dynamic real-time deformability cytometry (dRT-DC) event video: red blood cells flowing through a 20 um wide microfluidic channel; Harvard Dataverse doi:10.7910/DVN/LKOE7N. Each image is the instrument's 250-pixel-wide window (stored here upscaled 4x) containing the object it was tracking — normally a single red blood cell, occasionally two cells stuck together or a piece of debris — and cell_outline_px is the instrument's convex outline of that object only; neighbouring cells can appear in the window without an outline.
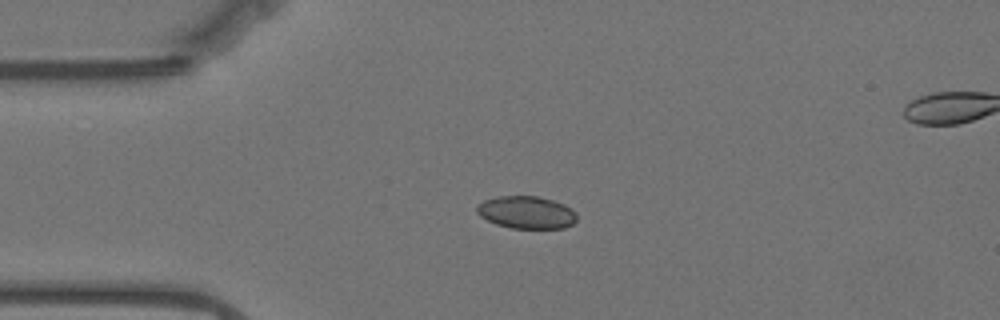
{"species": "Egyptian fruit bat (a non-hibernating species)", "species_latin": "Rousettus aegyptiacus", "temperature_condition": "warm", "stored_images_in_passage": 46, "segment_of_instrument_passage": [1, 2], "camera_frame_rate_fps": 3000, "um_per_image_px": 0.085, "animal": {"sex": "female"}, "frame": {"image": 1, "passage_image": 1, "time_ms": 0.0, "image_size_px": [1000, 320], "cell_outline_px": [[576, 220], [572, 224], [564, 228], [512, 228], [496, 224], [480, 216], [476, 212], [476, 204], [484, 200], [496, 196], [536, 196], [552, 200], [564, 204], [572, 208], [576, 212]], "centroid_in_image_um": [44.73, 18.04], "position_along_channel_um": 40.3, "area_um2": 19.02}}
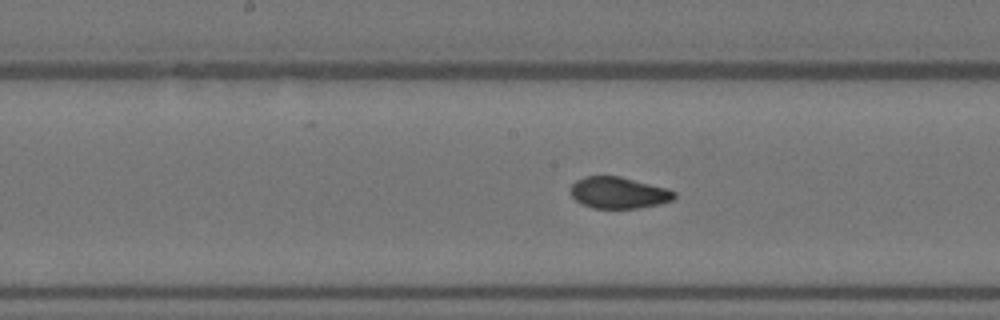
{"frame": {"image": 2, "passage_image": 16, "time_ms": 5.0, "image_size_px": [1000, 320], "cell_outline_px": [[676, 196], [672, 200], [660, 204], [640, 208], [592, 208], [580, 204], [572, 196], [572, 184], [576, 180], [588, 176], [620, 176], [668, 188], [676, 192]], "centroid_in_image_um": [52.61, 16.39], "position_along_channel_um": 195.6, "area_um2": 19.07}}
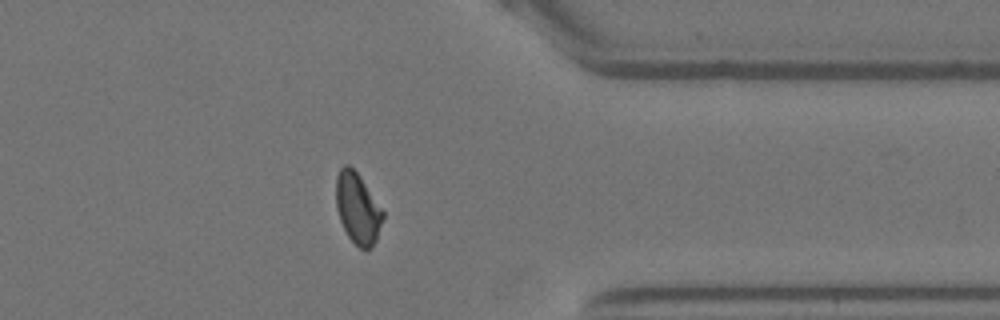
{"frame": {"image": 3, "passage_image": 33, "time_ms": 10.667, "image_size_px": [1000, 320], "cell_outline_px": [[384, 216], [376, 240], [372, 248], [360, 248], [348, 236], [340, 220], [336, 208], [336, 176], [340, 168], [344, 164], [348, 164], [360, 176], [384, 212]], "centroid_in_image_um": [30.39, 17.69], "position_along_channel_um": 381.0, "area_um2": 19.19}}